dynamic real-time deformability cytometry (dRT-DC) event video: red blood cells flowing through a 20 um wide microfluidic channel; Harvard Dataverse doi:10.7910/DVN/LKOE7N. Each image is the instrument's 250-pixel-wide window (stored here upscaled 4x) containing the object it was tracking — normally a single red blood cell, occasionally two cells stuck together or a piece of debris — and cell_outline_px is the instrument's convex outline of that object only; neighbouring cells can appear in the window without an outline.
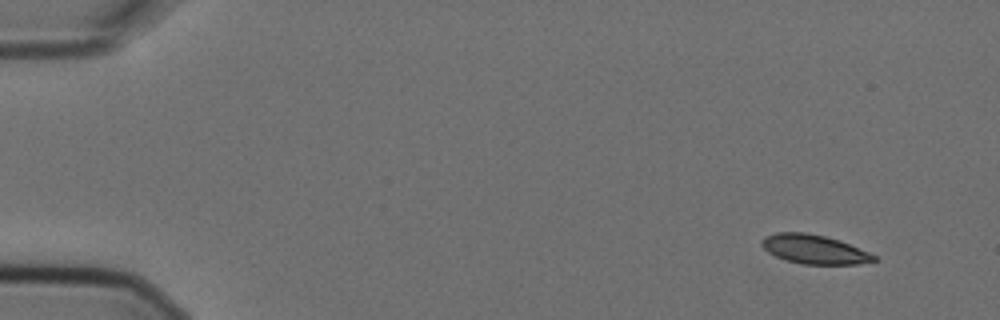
{"species": "Egyptian fruit bat (a non-hibernating species)", "species_latin": "Rousettus aegyptiacus", "temperature_condition": "cold", "stored_images_in_passage": 4, "camera_frame_rate_fps": 3000, "um_per_image_px": 0.085, "animal": {"sex": "female"}, "frame": {"image": 1, "passage_image": 1, "time_ms": 0.0, "image_size_px": [1000, 320], "cell_outline_px": [[880, 260], [860, 264], [800, 264], [776, 256], [768, 252], [760, 244], [760, 240], [764, 236], [776, 232], [804, 232], [824, 236], [840, 240], [868, 252], [876, 256]], "centroid_in_image_um": [69.2, 21.19], "position_along_channel_um": 15.8, "area_um2": 19.07}}
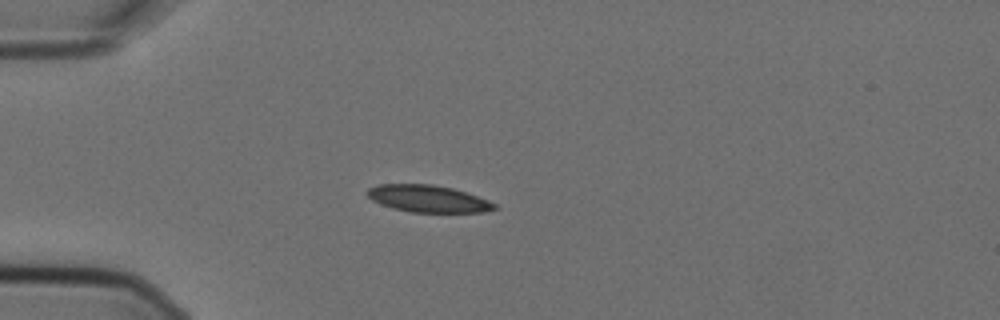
{"frame": {"image": 2, "passage_image": 4, "time_ms": 1.0, "image_size_px": [1000, 320], "cell_outline_px": [[496, 208], [484, 212], [412, 212], [392, 208], [380, 204], [372, 200], [368, 196], [368, 188], [376, 184], [432, 184], [452, 188], [488, 200], [496, 204]], "centroid_in_image_um": [36.35, 16.88], "position_along_channel_um": 48.6, "area_um2": 19.88}}